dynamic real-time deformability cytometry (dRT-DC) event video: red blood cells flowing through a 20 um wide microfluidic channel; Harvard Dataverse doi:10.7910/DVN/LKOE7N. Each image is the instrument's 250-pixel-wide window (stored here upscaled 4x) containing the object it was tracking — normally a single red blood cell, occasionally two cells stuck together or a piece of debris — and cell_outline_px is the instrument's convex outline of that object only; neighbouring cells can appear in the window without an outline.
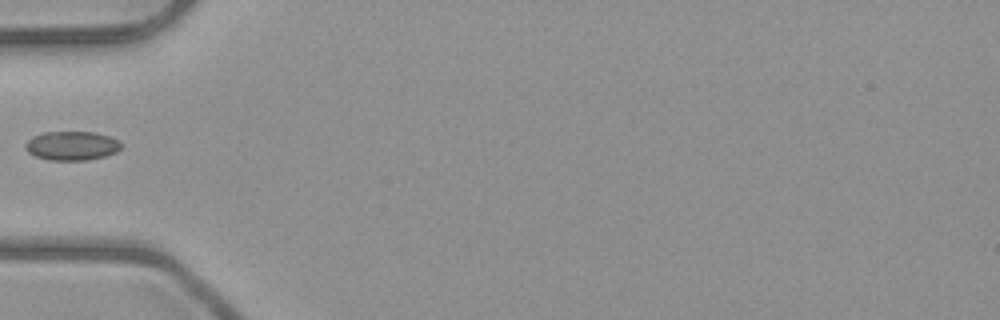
{"species": "common noctule bat (a hibernating species)", "species_latin": "Nyctalus noctula", "temperature_condition": "room temperature", "stored_images_in_passage": 4, "camera_frame_rate_fps": 3000, "um_per_image_px": 0.085, "animal": {"sex": "male", "body_mass_g": 23.1, "forearm_length_mm": 52.7}, "frame": {"image": 1, "passage_image": 4, "time_ms": 3.333, "image_size_px": [1000, 320], "cell_outline_px": [[120, 148], [116, 152], [104, 156], [88, 160], [48, 160], [36, 156], [28, 152], [24, 144], [32, 136], [44, 132], [96, 132], [108, 136], [116, 140], [120, 144]], "centroid_in_image_um": [6.07, 12.39], "position_along_channel_um": 78.9, "area_um2": 16.07}}